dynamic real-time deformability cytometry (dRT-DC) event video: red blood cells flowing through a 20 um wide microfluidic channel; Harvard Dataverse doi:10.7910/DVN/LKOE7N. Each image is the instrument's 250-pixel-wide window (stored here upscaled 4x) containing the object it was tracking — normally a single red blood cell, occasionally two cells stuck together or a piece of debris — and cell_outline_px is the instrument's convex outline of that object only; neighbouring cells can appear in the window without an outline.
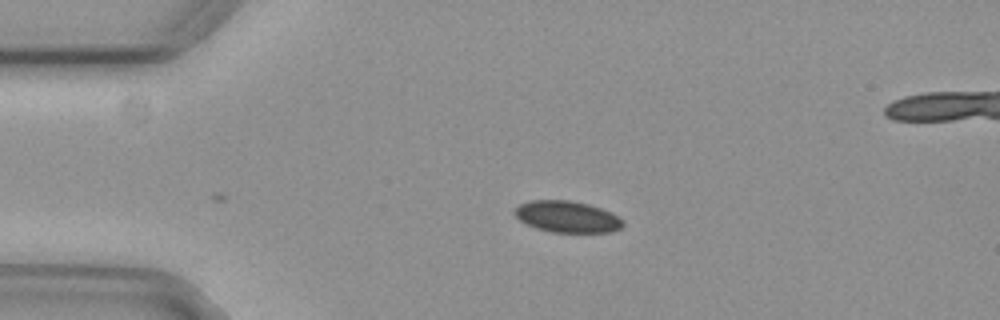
{"species": "common noctule bat (a hibernating species)", "species_latin": "Nyctalus noctula", "temperature_condition": "cold", "stored_images_in_passage": 34, "camera_frame_rate_fps": 3000, "um_per_image_px": 0.085, "animal": {"sex": "female", "body_mass_g": 29.2, "forearm_length_mm": 56.3}, "frame": {"image": 1, "passage_image": 1, "time_ms": 0.0, "image_size_px": [1000, 320], "cell_outline_px": [[624, 224], [620, 228], [612, 232], [552, 232], [536, 228], [520, 220], [512, 212], [520, 204], [532, 200], [568, 200], [588, 204], [612, 212], [624, 220]], "centroid_in_image_um": [48.23, 18.42], "position_along_channel_um": 36.8, "area_um2": 19.83}}
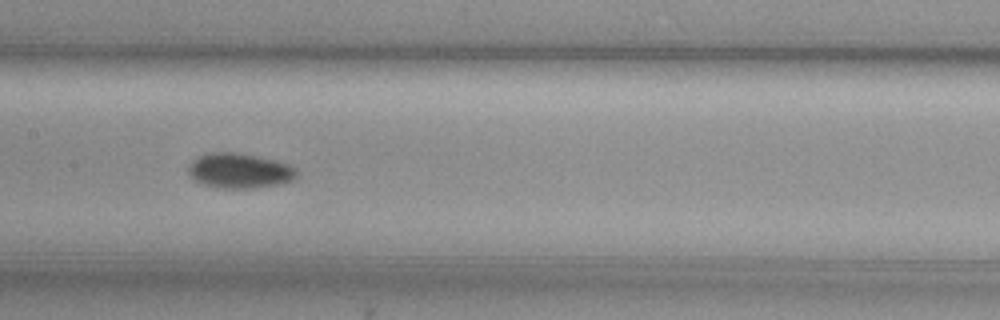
{"frame": {"image": 2, "passage_image": 16, "time_ms": 5.0, "image_size_px": [1000, 320], "cell_outline_px": [[296, 176], [292, 180], [280, 184], [256, 188], [220, 188], [204, 184], [192, 180], [188, 172], [188, 164], [196, 156], [212, 152], [236, 152], [276, 160], [288, 164], [296, 168]], "centroid_in_image_um": [20.32, 14.51], "position_along_channel_um": 187.1, "area_um2": 22.31}}
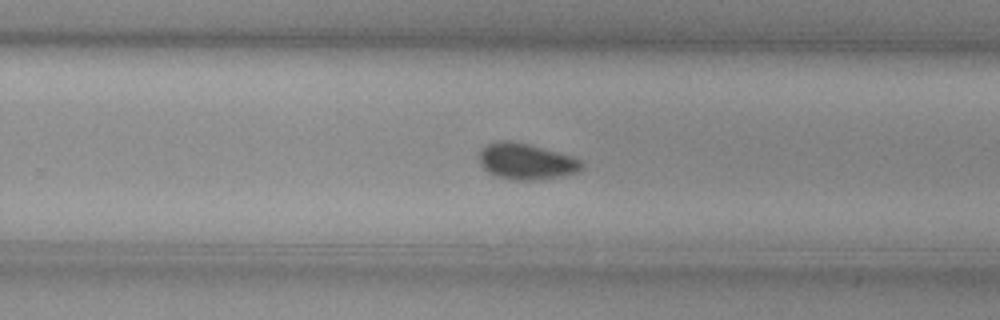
{"frame": {"image": 3, "passage_image": 24, "time_ms": 7.667, "image_size_px": [1000, 320], "cell_outline_px": [[584, 168], [580, 172], [544, 180], [512, 180], [496, 176], [488, 172], [480, 164], [480, 148], [484, 144], [500, 140], [508, 140], [528, 144], [572, 156], [580, 160], [584, 164]], "centroid_in_image_um": [44.74, 13.73], "position_along_channel_um": 285.1, "area_um2": 21.91}, "authors_computed_cell_mechanics": {"area_um2": 21.0392, "velocity_mm_per_s": 3.7069, "shape_relaxation_time_tau1_ms": null, "shape_relaxation_time_tau2_ms": 8.8546, "deformation_change_tau1": null, "deformation_change_tau2": 0.0938}}